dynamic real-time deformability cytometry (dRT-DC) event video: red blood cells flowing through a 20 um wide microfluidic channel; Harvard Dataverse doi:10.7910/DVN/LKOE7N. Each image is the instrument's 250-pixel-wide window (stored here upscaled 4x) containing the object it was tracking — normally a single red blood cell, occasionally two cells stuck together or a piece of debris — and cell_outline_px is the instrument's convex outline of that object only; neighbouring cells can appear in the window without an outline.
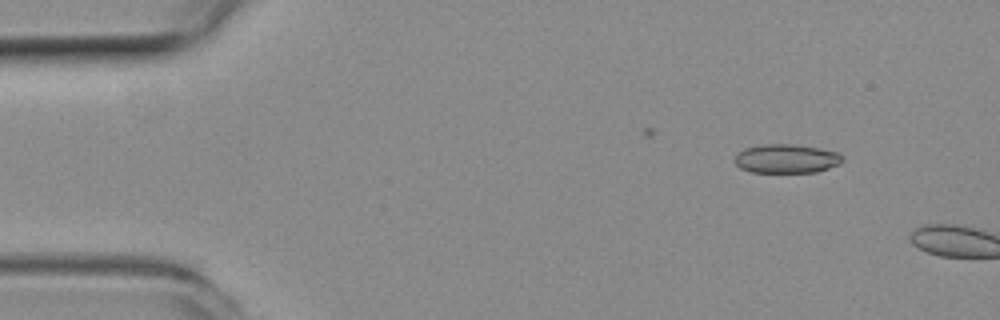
{"species": "common noctule bat (a hibernating species)", "species_latin": "Nyctalus noctula", "temperature_condition": "room temperature", "stored_images_in_passage": 4, "camera_frame_rate_fps": 3000, "um_per_image_px": 0.085, "animal": {"sex": "female", "body_mass_g": 19.3, "forearm_length_mm": 54.1}, "frame": {"image": 1, "passage_image": 2, "time_ms": 0.333, "image_size_px": [1000, 320], "cell_outline_px": [[844, 160], [840, 164], [816, 172], [752, 172], [740, 168], [732, 160], [736, 152], [744, 148], [764, 144], [792, 144], [820, 148], [836, 152], [844, 156]], "centroid_in_image_um": [66.82, 13.48], "position_along_channel_um": 18.2, "area_um2": 18.38}}